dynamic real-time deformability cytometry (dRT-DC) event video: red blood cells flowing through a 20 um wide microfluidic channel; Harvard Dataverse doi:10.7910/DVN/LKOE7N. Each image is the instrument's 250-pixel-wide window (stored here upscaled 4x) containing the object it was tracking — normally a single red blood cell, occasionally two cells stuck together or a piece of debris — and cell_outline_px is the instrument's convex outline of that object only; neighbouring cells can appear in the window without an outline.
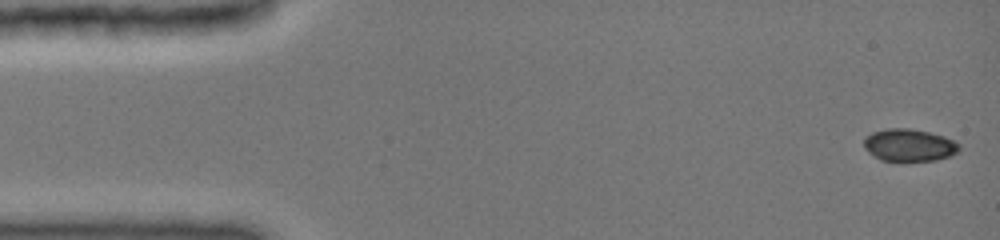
{"species": "common noctule bat (a hibernating species)", "species_latin": "Nyctalus noctula", "temperature_condition": "cold", "stored_images_in_passage": 27, "camera_frame_rate_fps": 3000, "um_per_image_px": 0.085, "animal": {"sex": "female", "body_mass_g": 19.0, "forearm_length_mm": 51.5}, "frame": {"image": 1, "passage_image": 1, "time_ms": 0.0, "image_size_px": [1000, 240], "cell_outline_px": [[960, 148], [956, 152], [948, 156], [936, 160], [880, 160], [868, 152], [864, 148], [864, 136], [872, 132], [888, 128], [908, 128], [928, 132], [944, 136], [960, 144]], "centroid_in_image_um": [77.24, 12.32], "position_along_channel_um": 7.8, "area_um2": 17.8}}
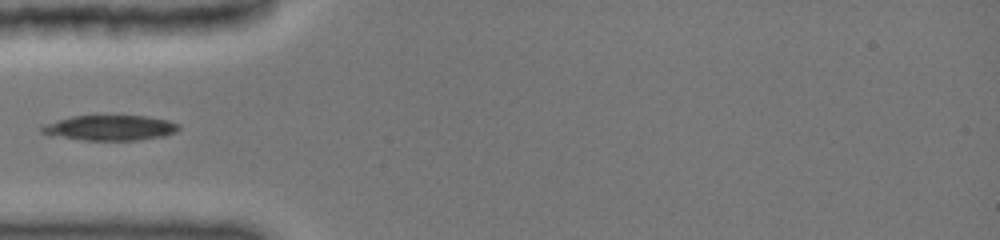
{"frame": {"image": 2, "passage_image": 16, "time_ms": 4.667, "image_size_px": [1000, 240], "cell_outline_px": [[180, 128], [176, 132], [164, 136], [136, 140], [84, 140], [48, 136], [40, 132], [40, 124], [72, 116], [144, 116], [168, 120], [180, 124]], "centroid_in_image_um": [9.28, 10.87], "position_along_channel_um": 75.7, "area_um2": 20.4}}
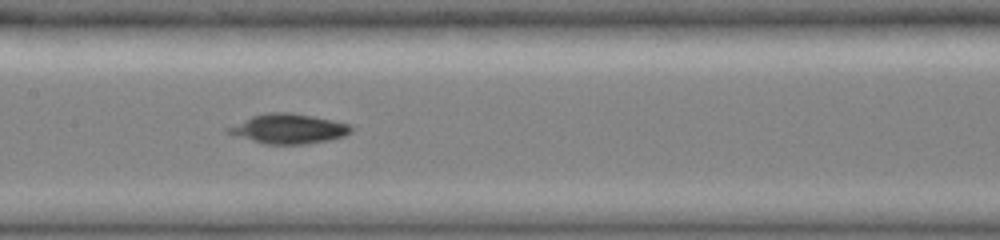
{"frame": {"image": 3, "passage_image": 26, "time_ms": 7.333, "image_size_px": [1000, 240], "cell_outline_px": [[352, 132], [344, 136], [328, 140], [308, 144], [264, 144], [228, 132], [228, 128], [252, 116], [272, 112], [288, 112], [332, 120], [348, 124], [352, 128]], "centroid_in_image_um": [24.59, 10.95], "position_along_channel_um": 182.8, "area_um2": 20.69}}